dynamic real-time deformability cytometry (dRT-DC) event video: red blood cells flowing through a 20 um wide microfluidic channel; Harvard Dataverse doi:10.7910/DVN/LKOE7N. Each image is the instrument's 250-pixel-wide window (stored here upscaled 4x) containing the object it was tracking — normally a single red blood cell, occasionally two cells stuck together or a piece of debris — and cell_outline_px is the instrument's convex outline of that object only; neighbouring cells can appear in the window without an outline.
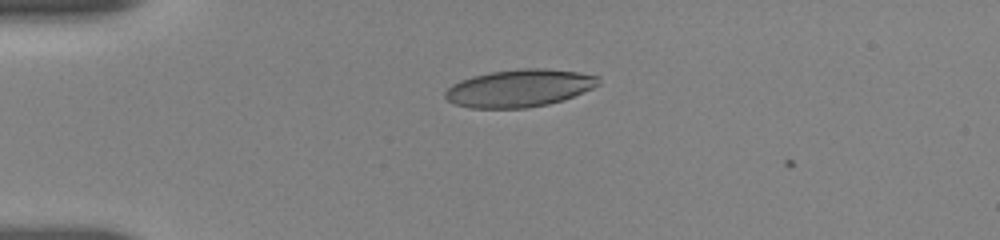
{"species": "human", "species_latin": "Homo sapiens", "temperature_condition": "room temperature", "stored_images_in_passage": 43, "camera_frame_rate_fps": 3000, "um_per_image_px": 0.085, "donor": {"sex": "female"}, "frame": {"image": 1, "passage_image": 1, "time_ms": 0.0, "image_size_px": [1000, 240], "cell_outline_px": [[600, 84], [592, 88], [564, 100], [548, 104], [528, 108], [468, 108], [456, 104], [448, 100], [444, 96], [444, 92], [452, 84], [460, 80], [472, 76], [492, 72], [520, 68], [544, 68], [576, 72], [600, 76]], "centroid_in_image_um": [44.14, 7.49], "position_along_channel_um": 40.9, "area_um2": 33.58}}
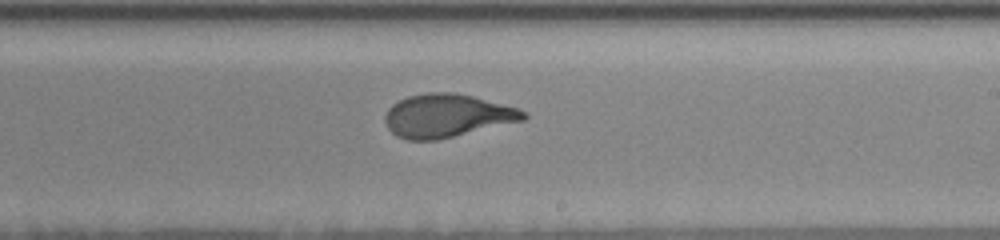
{"frame": {"image": 2, "passage_image": 21, "time_ms": 6.667, "image_size_px": [1000, 240], "cell_outline_px": [[528, 116], [524, 120], [436, 140], [408, 140], [396, 136], [388, 128], [384, 120], [384, 116], [388, 108], [392, 104], [408, 96], [428, 92], [456, 92], [472, 96], [516, 108], [528, 112]], "centroid_in_image_um": [37.96, 9.83], "position_along_channel_um": 251.0, "area_um2": 34.68}}
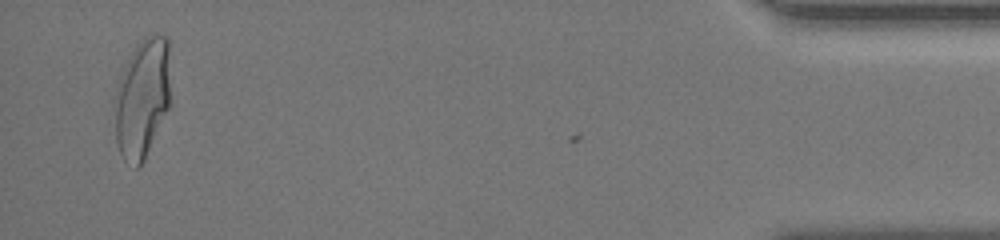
{"frame": {"image": 3, "passage_image": 41, "time_ms": 13.333, "image_size_px": [1000, 240], "cell_outline_px": [[168, 108], [144, 160], [136, 168], [124, 160], [120, 156], [116, 144], [112, 100], [120, 76], [132, 52], [140, 40], [152, 32], [168, 36]], "centroid_in_image_um": [12.03, 8.35], "position_along_channel_um": 423.2, "area_um2": 39.02}, "authors_computed_cell_mechanics": {"area_um2": 34.969, "velocity_mm_per_s": 3.6634, "shape_relaxation_time_tau1_ms": 4.3459, "shape_relaxation_time_tau2_ms": 0.6938, "deformation_change_tau1": 0.2189, "deformation_change_tau2": 0.0839}}